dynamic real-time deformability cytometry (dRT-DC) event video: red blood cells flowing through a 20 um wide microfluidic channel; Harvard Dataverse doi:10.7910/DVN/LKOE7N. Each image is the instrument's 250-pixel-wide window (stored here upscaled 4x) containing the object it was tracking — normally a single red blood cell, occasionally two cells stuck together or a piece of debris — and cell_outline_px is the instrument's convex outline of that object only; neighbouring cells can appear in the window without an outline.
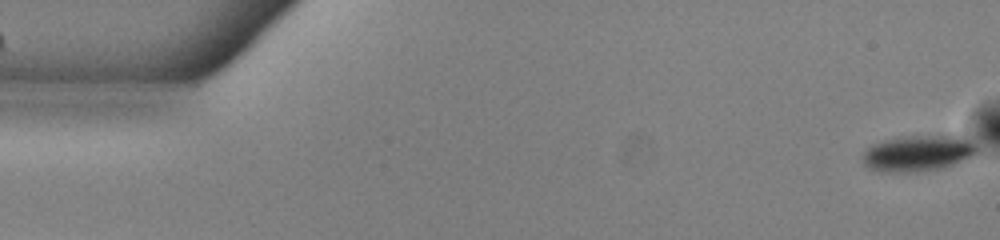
{"species": "common noctule bat (a hibernating species)", "species_latin": "Nyctalus noctula", "temperature_condition": "warm", "stored_images_in_passage": 51, "camera_frame_rate_fps": 3000, "um_per_image_px": 0.085, "animal": {"sex": "male", "body_mass_g": 13.0, "forearm_length_mm": 53.1}, "frame": {"image": 1, "passage_image": 1, "time_ms": 0.0, "image_size_px": [1000, 240], "cell_outline_px": [[976, 148], [968, 156], [944, 168], [908, 172], [880, 172], [868, 168], [864, 164], [864, 152], [872, 144], [884, 140], [900, 136], [964, 136]], "centroid_in_image_um": [77.92, 13.03], "position_along_channel_um": 7.1, "area_um2": 23.41}}
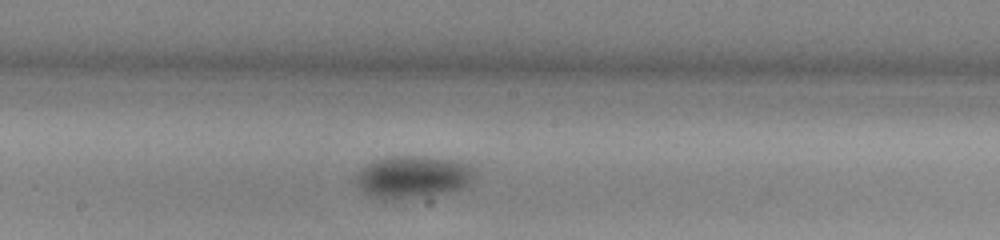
{"frame": {"image": 2, "passage_image": 28, "time_ms": 9.0, "image_size_px": [1000, 240], "cell_outline_px": [[476, 172], [468, 184], [460, 188], [444, 192], [420, 196], [388, 200], [384, 200], [368, 196], [352, 180], [352, 176], [356, 172], [368, 164], [376, 160], [388, 156], [428, 156], [460, 160], [468, 164]], "centroid_in_image_um": [35.02, 15.01], "position_along_channel_um": 213.2, "area_um2": 29.48}}
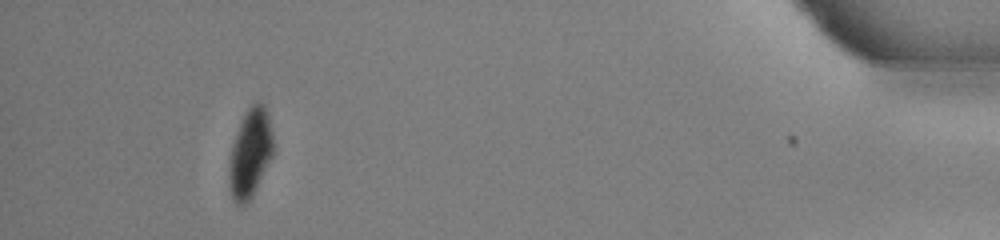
{"frame": {"image": 3, "passage_image": 49, "time_ms": 16.0, "image_size_px": [1000, 240], "cell_outline_px": [[272, 156], [252, 196], [244, 204], [236, 204], [232, 200], [228, 180], [228, 168], [232, 144], [240, 120], [248, 108], [256, 100], [260, 100], [264, 104], [268, 112], [272, 132]], "centroid_in_image_um": [21.24, 12.97], "position_along_channel_um": 414.0, "area_um2": 22.89}, "authors_computed_cell_mechanics": {"area_um2": 27.1082, "velocity_mm_per_s": 3.8937, "shape_relaxation_time_tau1_ms": 2.9285, "shape_relaxation_time_tau2_ms": null, "deformation_change_tau1": 0.0751, "deformation_change_tau2": null}}